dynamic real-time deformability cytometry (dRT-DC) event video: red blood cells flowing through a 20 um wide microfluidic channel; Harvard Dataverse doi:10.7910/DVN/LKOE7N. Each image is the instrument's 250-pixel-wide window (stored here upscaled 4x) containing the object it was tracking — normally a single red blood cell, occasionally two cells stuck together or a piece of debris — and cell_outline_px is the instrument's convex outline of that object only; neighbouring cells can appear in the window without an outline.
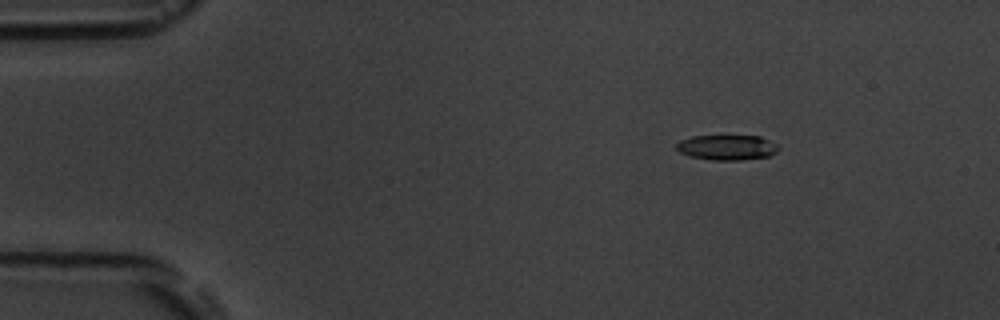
{"species": "common noctule bat (a hibernating species)", "species_latin": "Nyctalus noctula", "temperature_condition": "room temperature", "stored_images_in_passage": 9, "camera_frame_rate_fps": 3000, "um_per_image_px": 0.085, "animal": {"sex": "male", "body_mass_g": 19.5, "forearm_length_mm": 54.6}, "frame": {"image": 1, "passage_image": 2, "time_ms": 1.333, "image_size_px": [1000, 320], "cell_outline_px": [[780, 148], [776, 152], [768, 156], [740, 160], [712, 160], [692, 156], [680, 152], [676, 148], [676, 144], [680, 140], [692, 136], [760, 136], [776, 144]], "centroid_in_image_um": [61.79, 12.53], "position_along_channel_um": 23.2, "area_um2": 14.8}}
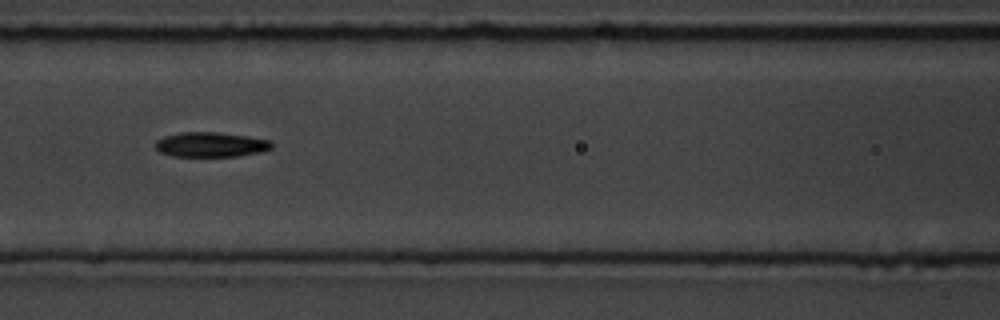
{"frame": {"image": 2, "passage_image": 7, "time_ms": 7.0, "image_size_px": [1000, 320], "cell_outline_px": [[272, 148], [260, 152], [236, 156], [172, 156], [160, 152], [156, 148], [156, 140], [164, 136], [180, 132], [216, 132], [248, 136], [272, 140]], "centroid_in_image_um": [17.92, 12.28], "position_along_channel_um": 148.7, "area_um2": 16.82}}
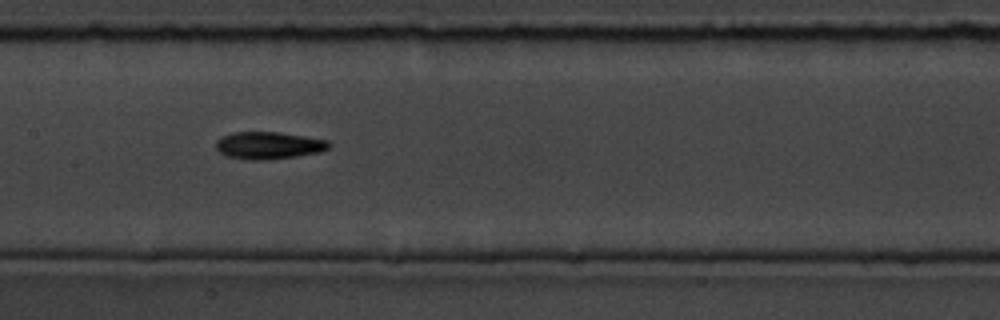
{"frame": {"image": 3, "passage_image": 8, "time_ms": 8.0, "image_size_px": [1000, 320], "cell_outline_px": [[332, 144], [328, 148], [320, 152], [296, 156], [268, 160], [248, 160], [224, 156], [216, 148], [216, 140], [220, 136], [232, 132], [280, 132], [328, 140]], "centroid_in_image_um": [22.8, 12.36], "position_along_channel_um": 184.6, "area_um2": 18.21}}